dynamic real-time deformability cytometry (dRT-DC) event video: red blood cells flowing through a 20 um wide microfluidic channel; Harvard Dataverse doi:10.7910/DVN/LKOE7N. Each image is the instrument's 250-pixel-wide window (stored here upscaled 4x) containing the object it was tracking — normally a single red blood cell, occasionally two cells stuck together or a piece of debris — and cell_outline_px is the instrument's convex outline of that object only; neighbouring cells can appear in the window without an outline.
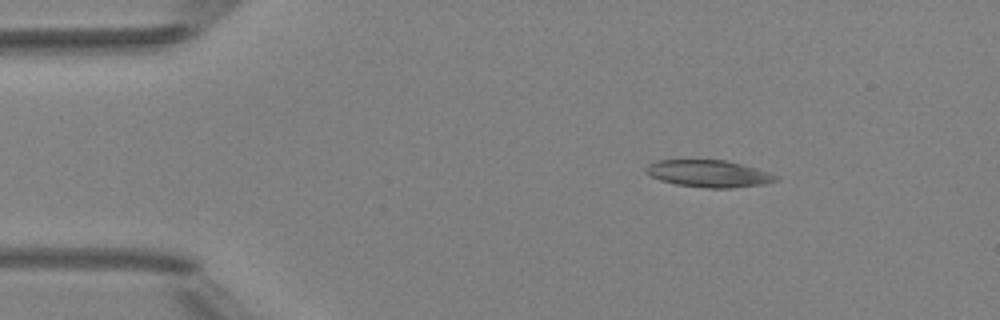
{"species": "Egyptian fruit bat (a non-hibernating species)", "species_latin": "Rousettus aegyptiacus", "temperature_condition": "room temperature", "stored_images_in_passage": 3, "camera_frame_rate_fps": 3000, "um_per_image_px": 0.085, "animal": {"sex": "female"}, "frame": {"image": 1, "passage_image": 1, "time_ms": 0.0, "image_size_px": [1000, 320], "cell_outline_px": [[780, 180], [764, 184], [732, 188], [708, 188], [676, 184], [660, 180], [652, 176], [644, 168], [648, 164], [656, 160], [724, 160], [756, 168], [780, 176]], "centroid_in_image_um": [60.28, 14.76], "position_along_channel_um": 24.7, "area_um2": 20.4}}
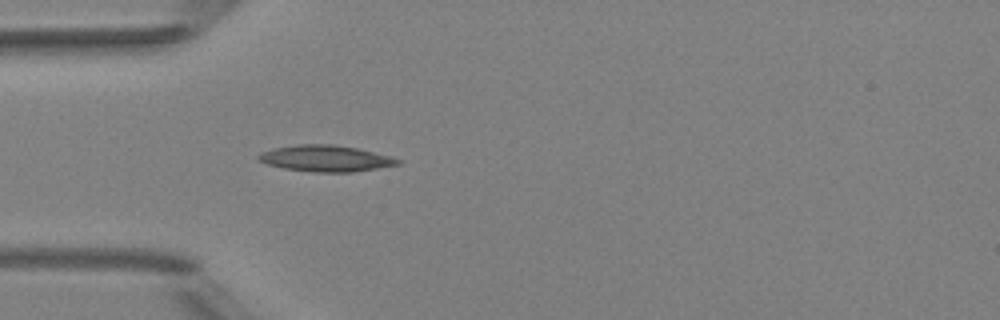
{"frame": {"image": 2, "passage_image": 3, "time_ms": 2.333, "image_size_px": [1000, 320], "cell_outline_px": [[400, 164], [352, 172], [312, 172], [284, 168], [268, 164], [256, 160], [256, 156], [260, 152], [272, 148], [296, 144], [332, 144], [356, 148], [392, 156], [400, 160]], "centroid_in_image_um": [27.63, 13.46], "position_along_channel_um": 57.4, "area_um2": 21.39}}